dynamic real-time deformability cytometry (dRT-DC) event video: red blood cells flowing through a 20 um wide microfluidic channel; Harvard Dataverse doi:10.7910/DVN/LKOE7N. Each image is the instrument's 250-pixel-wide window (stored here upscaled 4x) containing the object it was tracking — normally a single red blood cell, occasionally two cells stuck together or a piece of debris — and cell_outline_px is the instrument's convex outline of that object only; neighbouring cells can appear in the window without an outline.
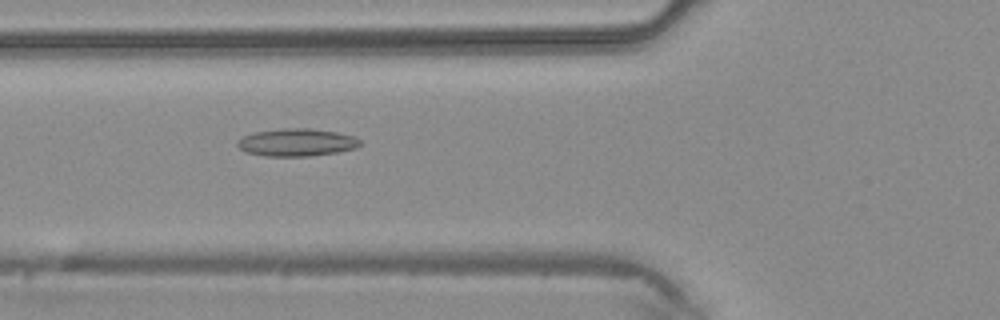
{"species": "common noctule bat (a hibernating species)", "species_latin": "Nyctalus noctula", "temperature_condition": "warm", "stored_images_in_passage": 29, "camera_frame_rate_fps": 3000, "um_per_image_px": 0.085, "animal": {"sex": "male", "body_mass_g": 20.4}, "frame": {"image": 1, "passage_image": 5, "time_ms": 1.333, "image_size_px": [1000, 320], "cell_outline_px": [[360, 144], [356, 148], [340, 152], [308, 156], [264, 156], [244, 152], [236, 144], [236, 140], [244, 136], [256, 132], [284, 128], [312, 128], [336, 132], [356, 136], [360, 140]], "centroid_in_image_um": [25.23, 12.11], "position_along_channel_um": 100.6, "area_um2": 19.88}}
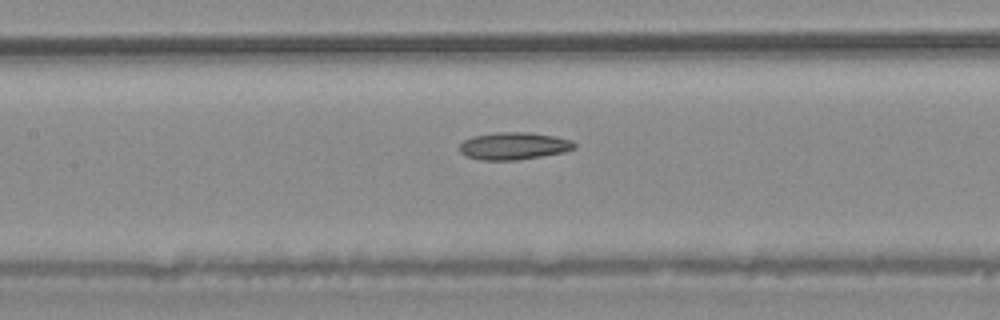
{"frame": {"image": 2, "passage_image": 9, "time_ms": 2.667, "image_size_px": [1000, 320], "cell_outline_px": [[576, 148], [564, 152], [516, 160], [480, 160], [464, 156], [460, 152], [460, 144], [464, 140], [472, 136], [496, 132], [524, 132], [552, 136], [572, 140], [576, 144]], "centroid_in_image_um": [43.64, 12.41], "position_along_channel_um": 163.8, "area_um2": 18.26}}
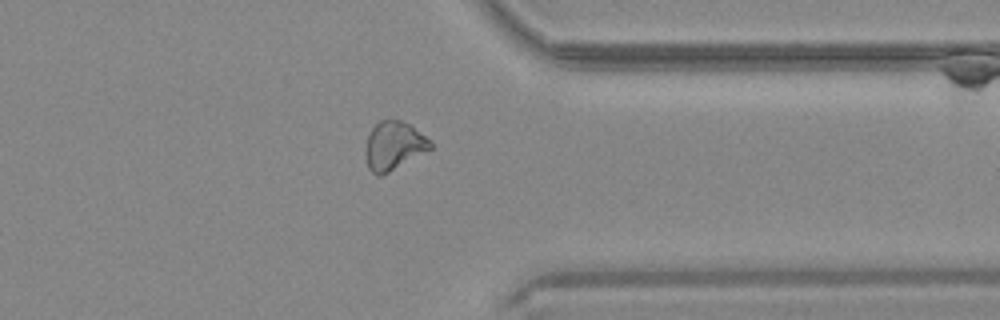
{"frame": {"image": 3, "passage_image": 23, "time_ms": 7.333, "image_size_px": [1000, 320], "cell_outline_px": [[432, 148], [388, 172], [380, 176], [376, 176], [368, 168], [364, 152], [364, 148], [368, 136], [372, 128], [380, 120], [400, 120], [408, 124], [424, 136], [432, 144]], "centroid_in_image_um": [33.41, 12.4], "position_along_channel_um": 378.0, "area_um2": 17.98}}